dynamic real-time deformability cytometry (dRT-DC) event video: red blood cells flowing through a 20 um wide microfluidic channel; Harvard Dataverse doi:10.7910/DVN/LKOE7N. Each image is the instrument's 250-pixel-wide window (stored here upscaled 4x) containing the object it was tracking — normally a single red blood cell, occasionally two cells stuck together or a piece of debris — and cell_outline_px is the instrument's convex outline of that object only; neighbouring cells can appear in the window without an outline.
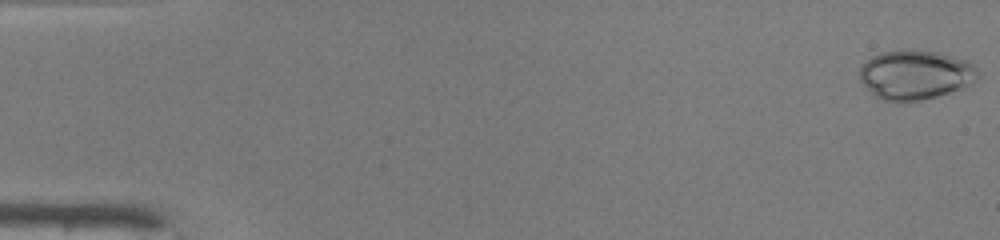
{"species": "common noctule bat (a hibernating species)", "species_latin": "Nyctalus noctula", "temperature_condition": "warm", "stored_images_in_passage": 49, "camera_frame_rate_fps": 3000, "um_per_image_px": 0.085, "animal": {"sex": "male", "body_mass_g": 19.0, "forearm_length_mm": 50.8}, "frame": {"image": 1, "passage_image": 1, "time_ms": 0.0, "image_size_px": [1000, 240], "cell_outline_px": [[980, 76], [964, 88], [936, 96], [920, 100], [884, 100], [876, 96], [860, 80], [860, 64], [872, 56], [884, 52], [900, 48], [908, 48], [940, 52], [968, 60], [976, 64], [980, 72]], "centroid_in_image_um": [77.86, 6.3], "position_along_channel_um": 7.1, "area_um2": 34.39}}
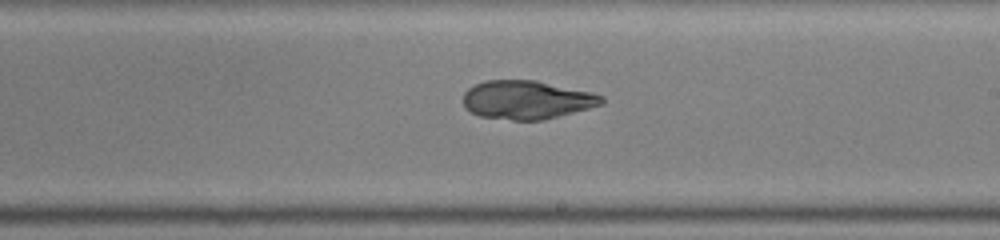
{"frame": {"image": 2, "passage_image": 29, "time_ms": 9.333, "image_size_px": [1000, 240], "cell_outline_px": [[604, 104], [544, 120], [512, 120], [480, 116], [464, 108], [464, 92], [468, 88], [476, 84], [488, 80], [536, 80], [592, 92], [604, 96]], "centroid_in_image_um": [44.8, 8.48], "position_along_channel_um": 244.2, "area_um2": 31.15}}
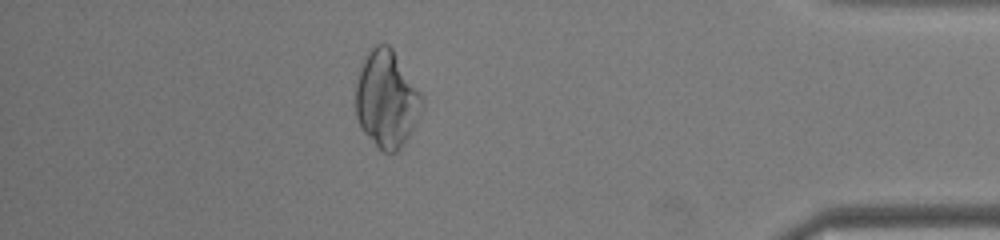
{"frame": {"image": 3, "passage_image": 43, "time_ms": 14.0, "image_size_px": [1000, 240], "cell_outline_px": [[424, 100], [420, 112], [408, 136], [400, 148], [396, 152], [384, 152], [364, 132], [356, 116], [356, 84], [360, 68], [368, 52], [380, 40], [388, 44], [392, 48], [420, 92]], "centroid_in_image_um": [32.85, 8.38], "position_along_channel_um": 402.4, "area_um2": 36.88}}